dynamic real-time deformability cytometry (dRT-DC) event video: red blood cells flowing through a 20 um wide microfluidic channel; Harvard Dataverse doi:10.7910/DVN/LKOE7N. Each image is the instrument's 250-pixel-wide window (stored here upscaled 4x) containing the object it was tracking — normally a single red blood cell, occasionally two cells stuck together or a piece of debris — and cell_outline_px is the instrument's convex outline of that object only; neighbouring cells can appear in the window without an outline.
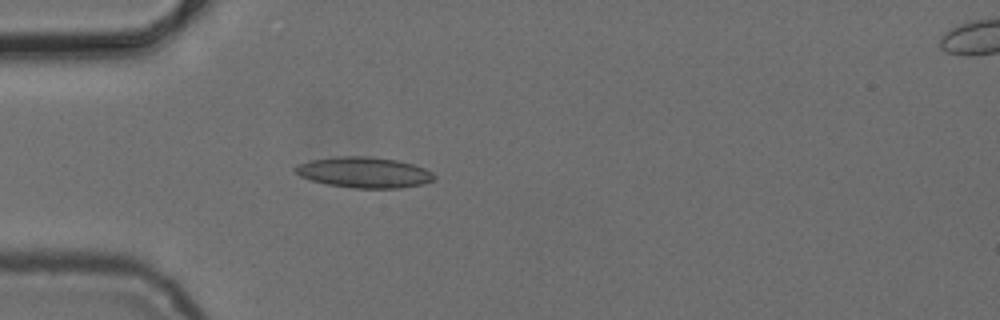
{"species": "common noctule bat (a hibernating species)", "species_latin": "Nyctalus noctula", "temperature_condition": "cold", "stored_images_in_passage": 3, "camera_frame_rate_fps": 3000, "um_per_image_px": 0.085, "animal": {"sex": "female", "body_mass_g": 24.6, "forearm_length_mm": 56.2}, "frame": {"image": 1, "passage_image": 2, "time_ms": 1.0, "image_size_px": [1000, 320], "cell_outline_px": [[436, 180], [424, 184], [400, 188], [352, 188], [328, 184], [312, 180], [300, 176], [292, 168], [300, 164], [312, 160], [336, 156], [368, 156], [396, 160], [412, 164], [424, 168], [432, 172], [436, 176]], "centroid_in_image_um": [30.99, 14.66], "position_along_channel_um": 54.0, "area_um2": 24.85}}